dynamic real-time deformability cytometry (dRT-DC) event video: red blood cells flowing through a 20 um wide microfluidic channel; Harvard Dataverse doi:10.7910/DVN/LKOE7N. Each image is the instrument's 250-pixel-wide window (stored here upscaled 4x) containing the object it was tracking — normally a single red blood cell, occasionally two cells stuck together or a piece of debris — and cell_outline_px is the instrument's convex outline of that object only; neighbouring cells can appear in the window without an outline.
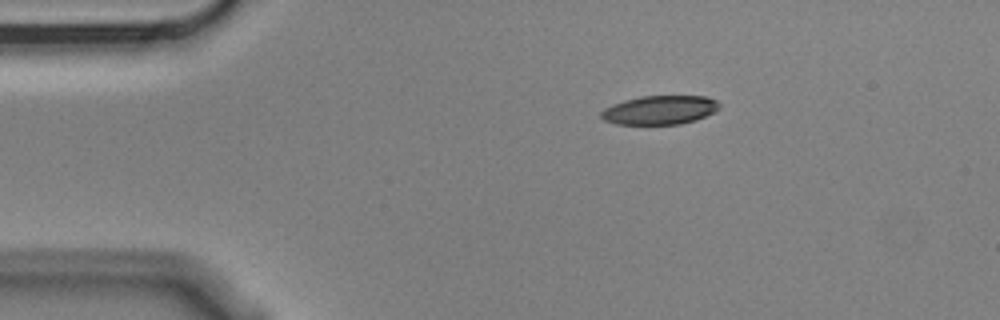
{"species": "Egyptian fruit bat (a non-hibernating species)", "species_latin": "Rousettus aegyptiacus", "temperature_condition": "cold", "stored_images_in_passage": 4, "camera_frame_rate_fps": 3000, "um_per_image_px": 0.085, "animal": {"sex": "male"}, "frame": {"image": 1, "passage_image": 1, "time_ms": 0.0, "image_size_px": [1000, 320], "cell_outline_px": [[720, 108], [716, 112], [696, 120], [680, 124], [616, 124], [604, 120], [600, 116], [600, 112], [604, 108], [624, 100], [640, 96], [704, 96], [716, 100], [720, 104]], "centroid_in_image_um": [56.1, 9.35], "position_along_channel_um": 28.9, "area_um2": 20.0}}
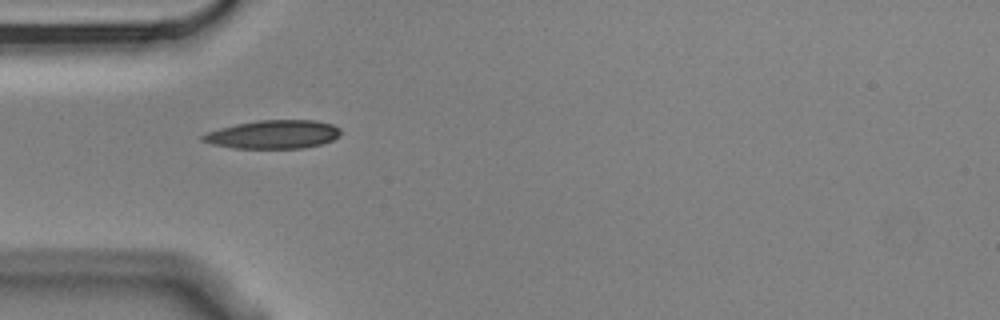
{"frame": {"image": 2, "passage_image": 3, "time_ms": 0.667, "image_size_px": [1000, 320], "cell_outline_px": [[340, 136], [332, 140], [320, 144], [304, 148], [232, 148], [212, 144], [200, 140], [200, 136], [208, 132], [220, 128], [236, 124], [256, 120], [316, 120], [332, 124], [340, 128]], "centroid_in_image_um": [23.23, 11.42], "position_along_channel_um": 61.8, "area_um2": 22.95}}
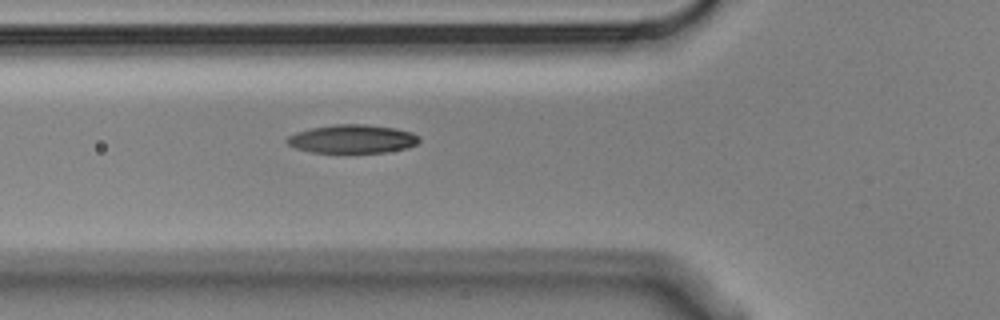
{"frame": {"image": 3, "passage_image": 4, "time_ms": 1.0, "image_size_px": [1000, 320], "cell_outline_px": [[420, 140], [416, 144], [408, 148], [384, 152], [312, 152], [296, 148], [288, 144], [284, 140], [288, 136], [296, 132], [312, 128], [336, 124], [368, 124], [396, 128], [412, 132], [420, 136]], "centroid_in_image_um": [29.97, 11.8], "position_along_channel_um": 95.8, "area_um2": 21.96}}